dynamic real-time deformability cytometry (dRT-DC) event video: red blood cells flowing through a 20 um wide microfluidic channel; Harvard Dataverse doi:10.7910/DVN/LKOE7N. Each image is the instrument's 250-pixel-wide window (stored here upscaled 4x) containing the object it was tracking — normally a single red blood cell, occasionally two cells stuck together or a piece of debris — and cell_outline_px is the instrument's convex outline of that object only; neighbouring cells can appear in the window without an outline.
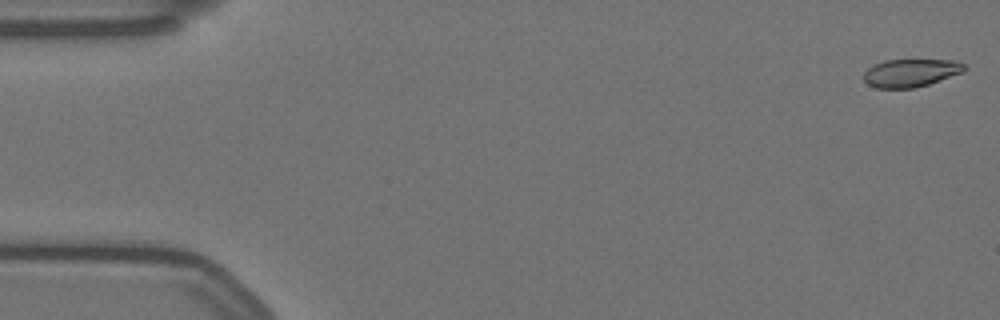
{"species": "Egyptian fruit bat (a non-hibernating species)", "species_latin": "Rousettus aegyptiacus", "temperature_condition": "warm", "stored_images_in_passage": 15, "camera_frame_rate_fps": 3000, "um_per_image_px": 0.085, "animal": {"sex": "female"}, "frame": {"image": 1, "passage_image": 1, "time_ms": 0.0, "image_size_px": [1000, 320], "cell_outline_px": [[964, 72], [928, 84], [912, 88], [876, 88], [868, 84], [864, 80], [864, 72], [872, 64], [884, 60], [952, 60], [964, 64]], "centroid_in_image_um": [77.37, 6.19], "position_along_channel_um": 7.6, "area_um2": 16.3}}
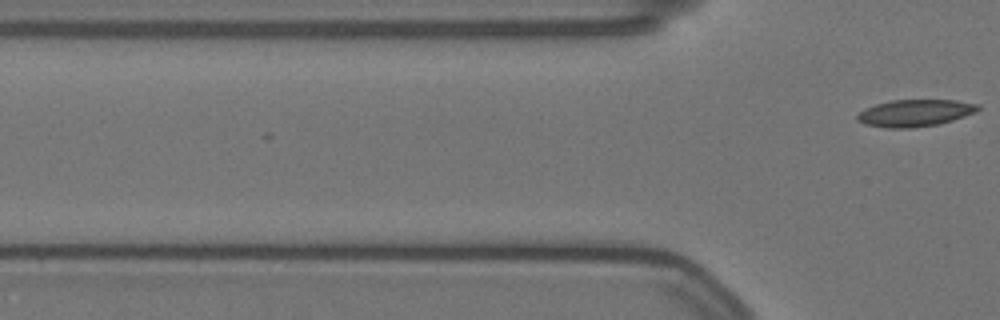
{"frame": {"image": 2, "passage_image": 15, "time_ms": 4.667, "image_size_px": [1000, 320], "cell_outline_px": [[980, 108], [976, 112], [940, 124], [912, 128], [888, 128], [864, 124], [856, 120], [856, 116], [864, 108], [876, 104], [892, 100], [956, 100], [980, 104]], "centroid_in_image_um": [77.77, 9.6], "position_along_channel_um": 48.0, "area_um2": 19.07}}